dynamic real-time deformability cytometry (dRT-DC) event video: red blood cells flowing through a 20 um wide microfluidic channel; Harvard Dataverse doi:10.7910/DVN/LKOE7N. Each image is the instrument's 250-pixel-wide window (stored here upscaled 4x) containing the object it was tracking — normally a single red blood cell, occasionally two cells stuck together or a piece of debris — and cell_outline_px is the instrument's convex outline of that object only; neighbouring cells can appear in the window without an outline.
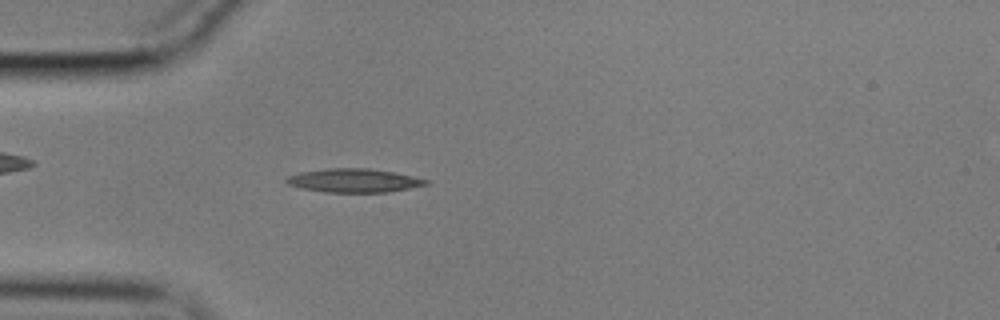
{"species": "common noctule bat (a hibernating species)", "species_latin": "Nyctalus noctula", "temperature_condition": "cold", "stored_images_in_passage": 54, "camera_frame_rate_fps": 3000, "um_per_image_px": 0.085, "animal": {"sex": "male", "body_mass_g": 17.9}, "frame": {"image": 1, "passage_image": 15, "time_ms": 4.667, "image_size_px": [1000, 320], "cell_outline_px": [[432, 180], [428, 184], [388, 192], [328, 192], [300, 188], [288, 184], [284, 180], [288, 176], [300, 172], [328, 168], [368, 168], [396, 172]], "centroid_in_image_um": [30.11, 15.33], "position_along_channel_um": 54.9, "area_um2": 19.31}}
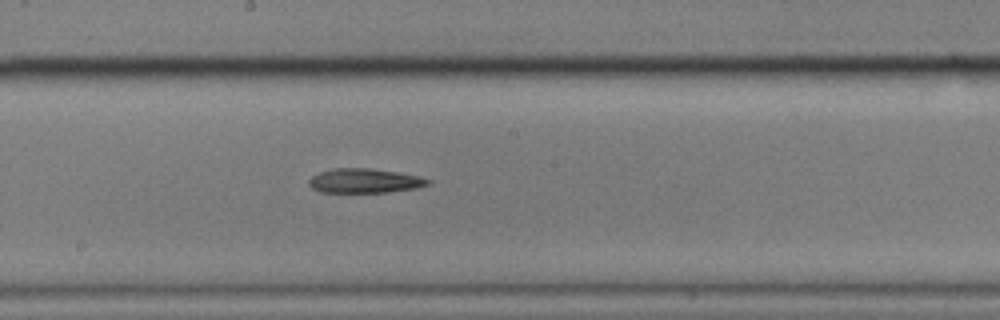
{"frame": {"image": 2, "passage_image": 29, "time_ms": 9.333, "image_size_px": [1000, 320], "cell_outline_px": [[432, 180], [428, 184], [416, 188], [388, 192], [320, 192], [312, 188], [308, 184], [308, 180], [312, 176], [320, 172], [336, 168], [368, 168], [396, 172], [420, 176]], "centroid_in_image_um": [30.98, 15.37], "position_along_channel_um": 217.2, "area_um2": 16.82}}
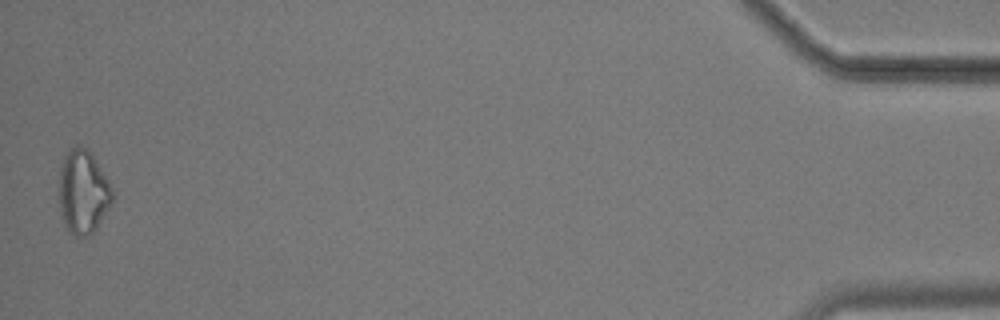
{"frame": {"image": 3, "passage_image": 54, "time_ms": 17.667, "image_size_px": [1000, 320], "cell_outline_px": [[116, 192], [112, 200], [96, 228], [88, 236], [72, 236], [64, 220], [60, 208], [60, 168], [64, 156], [76, 144], [80, 144], [88, 148]], "centroid_in_image_um": [7.08, 16.27], "position_along_channel_um": 428.1, "area_um2": 25.78}}